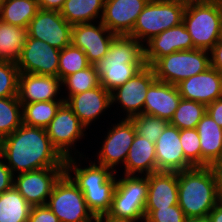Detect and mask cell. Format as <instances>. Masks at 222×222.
Returning a JSON list of instances; mask_svg holds the SVG:
<instances>
[{
    "label": "cell",
    "instance_id": "8d00e7d4",
    "mask_svg": "<svg viewBox=\"0 0 222 222\" xmlns=\"http://www.w3.org/2000/svg\"><path fill=\"white\" fill-rule=\"evenodd\" d=\"M19 74L16 63L0 61V99L17 96Z\"/></svg>",
    "mask_w": 222,
    "mask_h": 222
},
{
    "label": "cell",
    "instance_id": "f35d334b",
    "mask_svg": "<svg viewBox=\"0 0 222 222\" xmlns=\"http://www.w3.org/2000/svg\"><path fill=\"white\" fill-rule=\"evenodd\" d=\"M186 216L179 205L156 210H145L144 222H185Z\"/></svg>",
    "mask_w": 222,
    "mask_h": 222
},
{
    "label": "cell",
    "instance_id": "bcb514c9",
    "mask_svg": "<svg viewBox=\"0 0 222 222\" xmlns=\"http://www.w3.org/2000/svg\"><path fill=\"white\" fill-rule=\"evenodd\" d=\"M212 168L215 172L216 179L219 182V185L222 189V155L219 159L212 165Z\"/></svg>",
    "mask_w": 222,
    "mask_h": 222
},
{
    "label": "cell",
    "instance_id": "f1b7e54d",
    "mask_svg": "<svg viewBox=\"0 0 222 222\" xmlns=\"http://www.w3.org/2000/svg\"><path fill=\"white\" fill-rule=\"evenodd\" d=\"M38 10L36 0H3L0 2V20L14 26L28 28L29 22Z\"/></svg>",
    "mask_w": 222,
    "mask_h": 222
},
{
    "label": "cell",
    "instance_id": "d6986e66",
    "mask_svg": "<svg viewBox=\"0 0 222 222\" xmlns=\"http://www.w3.org/2000/svg\"><path fill=\"white\" fill-rule=\"evenodd\" d=\"M157 172H179L193 166L185 159L180 130L168 123L155 143Z\"/></svg>",
    "mask_w": 222,
    "mask_h": 222
},
{
    "label": "cell",
    "instance_id": "4fadbf2b",
    "mask_svg": "<svg viewBox=\"0 0 222 222\" xmlns=\"http://www.w3.org/2000/svg\"><path fill=\"white\" fill-rule=\"evenodd\" d=\"M76 24L71 30V44L80 48L90 64L97 65L107 54L116 36L101 21Z\"/></svg>",
    "mask_w": 222,
    "mask_h": 222
},
{
    "label": "cell",
    "instance_id": "7a4b0ae2",
    "mask_svg": "<svg viewBox=\"0 0 222 222\" xmlns=\"http://www.w3.org/2000/svg\"><path fill=\"white\" fill-rule=\"evenodd\" d=\"M222 199L212 166L178 172V205L186 218L206 217Z\"/></svg>",
    "mask_w": 222,
    "mask_h": 222
},
{
    "label": "cell",
    "instance_id": "83f0119b",
    "mask_svg": "<svg viewBox=\"0 0 222 222\" xmlns=\"http://www.w3.org/2000/svg\"><path fill=\"white\" fill-rule=\"evenodd\" d=\"M27 36V28L0 20V61L17 63Z\"/></svg>",
    "mask_w": 222,
    "mask_h": 222
},
{
    "label": "cell",
    "instance_id": "7bdbcfd3",
    "mask_svg": "<svg viewBox=\"0 0 222 222\" xmlns=\"http://www.w3.org/2000/svg\"><path fill=\"white\" fill-rule=\"evenodd\" d=\"M210 54L211 67L215 68L220 74H222V38L210 50Z\"/></svg>",
    "mask_w": 222,
    "mask_h": 222
},
{
    "label": "cell",
    "instance_id": "c3c4849f",
    "mask_svg": "<svg viewBox=\"0 0 222 222\" xmlns=\"http://www.w3.org/2000/svg\"><path fill=\"white\" fill-rule=\"evenodd\" d=\"M185 7L198 4H207L217 0H176Z\"/></svg>",
    "mask_w": 222,
    "mask_h": 222
},
{
    "label": "cell",
    "instance_id": "f546056e",
    "mask_svg": "<svg viewBox=\"0 0 222 222\" xmlns=\"http://www.w3.org/2000/svg\"><path fill=\"white\" fill-rule=\"evenodd\" d=\"M31 208L14 186L0 194V222H28Z\"/></svg>",
    "mask_w": 222,
    "mask_h": 222
},
{
    "label": "cell",
    "instance_id": "5bb4252c",
    "mask_svg": "<svg viewBox=\"0 0 222 222\" xmlns=\"http://www.w3.org/2000/svg\"><path fill=\"white\" fill-rule=\"evenodd\" d=\"M155 80L153 68L145 65L133 78L111 92L112 104H120L126 111L125 119L141 115L147 90Z\"/></svg>",
    "mask_w": 222,
    "mask_h": 222
},
{
    "label": "cell",
    "instance_id": "7402d4cb",
    "mask_svg": "<svg viewBox=\"0 0 222 222\" xmlns=\"http://www.w3.org/2000/svg\"><path fill=\"white\" fill-rule=\"evenodd\" d=\"M65 102L86 128L112 105L111 93L101 84L96 88L71 95Z\"/></svg>",
    "mask_w": 222,
    "mask_h": 222
},
{
    "label": "cell",
    "instance_id": "e575fe53",
    "mask_svg": "<svg viewBox=\"0 0 222 222\" xmlns=\"http://www.w3.org/2000/svg\"><path fill=\"white\" fill-rule=\"evenodd\" d=\"M89 65L85 53L70 44L60 51L57 76L62 81L68 75L83 70Z\"/></svg>",
    "mask_w": 222,
    "mask_h": 222
},
{
    "label": "cell",
    "instance_id": "4dcf8cb0",
    "mask_svg": "<svg viewBox=\"0 0 222 222\" xmlns=\"http://www.w3.org/2000/svg\"><path fill=\"white\" fill-rule=\"evenodd\" d=\"M65 101L21 103L22 122L31 127L46 128Z\"/></svg>",
    "mask_w": 222,
    "mask_h": 222
},
{
    "label": "cell",
    "instance_id": "603a6c76",
    "mask_svg": "<svg viewBox=\"0 0 222 222\" xmlns=\"http://www.w3.org/2000/svg\"><path fill=\"white\" fill-rule=\"evenodd\" d=\"M180 100L181 95L176 85L155 80L147 90L142 114L170 122Z\"/></svg>",
    "mask_w": 222,
    "mask_h": 222
},
{
    "label": "cell",
    "instance_id": "8992f818",
    "mask_svg": "<svg viewBox=\"0 0 222 222\" xmlns=\"http://www.w3.org/2000/svg\"><path fill=\"white\" fill-rule=\"evenodd\" d=\"M185 8L176 0H149L129 36L144 46L152 37L181 24Z\"/></svg>",
    "mask_w": 222,
    "mask_h": 222
},
{
    "label": "cell",
    "instance_id": "484cf974",
    "mask_svg": "<svg viewBox=\"0 0 222 222\" xmlns=\"http://www.w3.org/2000/svg\"><path fill=\"white\" fill-rule=\"evenodd\" d=\"M196 129L201 146V167L212 166L222 155V128L205 113Z\"/></svg>",
    "mask_w": 222,
    "mask_h": 222
},
{
    "label": "cell",
    "instance_id": "60d3db41",
    "mask_svg": "<svg viewBox=\"0 0 222 222\" xmlns=\"http://www.w3.org/2000/svg\"><path fill=\"white\" fill-rule=\"evenodd\" d=\"M14 175L0 157V194L13 187Z\"/></svg>",
    "mask_w": 222,
    "mask_h": 222
},
{
    "label": "cell",
    "instance_id": "44dd1931",
    "mask_svg": "<svg viewBox=\"0 0 222 222\" xmlns=\"http://www.w3.org/2000/svg\"><path fill=\"white\" fill-rule=\"evenodd\" d=\"M62 81L58 76L20 73L17 97L21 103L64 101L58 97Z\"/></svg>",
    "mask_w": 222,
    "mask_h": 222
},
{
    "label": "cell",
    "instance_id": "4316f807",
    "mask_svg": "<svg viewBox=\"0 0 222 222\" xmlns=\"http://www.w3.org/2000/svg\"><path fill=\"white\" fill-rule=\"evenodd\" d=\"M104 3L105 0H66L60 14L72 26L97 22L96 18L101 21Z\"/></svg>",
    "mask_w": 222,
    "mask_h": 222
},
{
    "label": "cell",
    "instance_id": "7dc6e473",
    "mask_svg": "<svg viewBox=\"0 0 222 222\" xmlns=\"http://www.w3.org/2000/svg\"><path fill=\"white\" fill-rule=\"evenodd\" d=\"M135 221H142V220L118 219L111 217L108 214L96 217V222H135Z\"/></svg>",
    "mask_w": 222,
    "mask_h": 222
},
{
    "label": "cell",
    "instance_id": "ffe728a7",
    "mask_svg": "<svg viewBox=\"0 0 222 222\" xmlns=\"http://www.w3.org/2000/svg\"><path fill=\"white\" fill-rule=\"evenodd\" d=\"M176 86L182 99L208 105L222 97V74L209 67L202 73L182 80Z\"/></svg>",
    "mask_w": 222,
    "mask_h": 222
},
{
    "label": "cell",
    "instance_id": "74e56055",
    "mask_svg": "<svg viewBox=\"0 0 222 222\" xmlns=\"http://www.w3.org/2000/svg\"><path fill=\"white\" fill-rule=\"evenodd\" d=\"M180 141L185 159L193 167H201V146L197 129L180 130Z\"/></svg>",
    "mask_w": 222,
    "mask_h": 222
},
{
    "label": "cell",
    "instance_id": "ba28073f",
    "mask_svg": "<svg viewBox=\"0 0 222 222\" xmlns=\"http://www.w3.org/2000/svg\"><path fill=\"white\" fill-rule=\"evenodd\" d=\"M141 176V177H140ZM148 175H125L116 182L109 216L145 221Z\"/></svg>",
    "mask_w": 222,
    "mask_h": 222
},
{
    "label": "cell",
    "instance_id": "277c9868",
    "mask_svg": "<svg viewBox=\"0 0 222 222\" xmlns=\"http://www.w3.org/2000/svg\"><path fill=\"white\" fill-rule=\"evenodd\" d=\"M145 65L143 45L129 35H116L108 54L96 67L100 84L111 93L133 78Z\"/></svg>",
    "mask_w": 222,
    "mask_h": 222
},
{
    "label": "cell",
    "instance_id": "ac0fdd59",
    "mask_svg": "<svg viewBox=\"0 0 222 222\" xmlns=\"http://www.w3.org/2000/svg\"><path fill=\"white\" fill-rule=\"evenodd\" d=\"M149 0H105L101 22L116 35H129Z\"/></svg>",
    "mask_w": 222,
    "mask_h": 222
},
{
    "label": "cell",
    "instance_id": "8fae6325",
    "mask_svg": "<svg viewBox=\"0 0 222 222\" xmlns=\"http://www.w3.org/2000/svg\"><path fill=\"white\" fill-rule=\"evenodd\" d=\"M65 173V167H47L16 174L13 186L33 206L46 205L53 187Z\"/></svg>",
    "mask_w": 222,
    "mask_h": 222
},
{
    "label": "cell",
    "instance_id": "30bf717a",
    "mask_svg": "<svg viewBox=\"0 0 222 222\" xmlns=\"http://www.w3.org/2000/svg\"><path fill=\"white\" fill-rule=\"evenodd\" d=\"M45 129L51 144L64 159L73 157L72 152L76 150L75 142L82 139L86 131V127L66 102L59 107L55 117ZM72 147L74 151H72Z\"/></svg>",
    "mask_w": 222,
    "mask_h": 222
},
{
    "label": "cell",
    "instance_id": "ab89813d",
    "mask_svg": "<svg viewBox=\"0 0 222 222\" xmlns=\"http://www.w3.org/2000/svg\"><path fill=\"white\" fill-rule=\"evenodd\" d=\"M28 222H60V220L47 205H42L31 208Z\"/></svg>",
    "mask_w": 222,
    "mask_h": 222
},
{
    "label": "cell",
    "instance_id": "9c48e42d",
    "mask_svg": "<svg viewBox=\"0 0 222 222\" xmlns=\"http://www.w3.org/2000/svg\"><path fill=\"white\" fill-rule=\"evenodd\" d=\"M46 205L60 222H96L82 191L66 173L54 185Z\"/></svg>",
    "mask_w": 222,
    "mask_h": 222
},
{
    "label": "cell",
    "instance_id": "e0dca14e",
    "mask_svg": "<svg viewBox=\"0 0 222 222\" xmlns=\"http://www.w3.org/2000/svg\"><path fill=\"white\" fill-rule=\"evenodd\" d=\"M143 49L145 64L152 66L159 58L165 55L195 48L188 30L182 22L152 37L145 43Z\"/></svg>",
    "mask_w": 222,
    "mask_h": 222
},
{
    "label": "cell",
    "instance_id": "681fc988",
    "mask_svg": "<svg viewBox=\"0 0 222 222\" xmlns=\"http://www.w3.org/2000/svg\"><path fill=\"white\" fill-rule=\"evenodd\" d=\"M185 222H210L209 217H191L186 218Z\"/></svg>",
    "mask_w": 222,
    "mask_h": 222
},
{
    "label": "cell",
    "instance_id": "d6a6232c",
    "mask_svg": "<svg viewBox=\"0 0 222 222\" xmlns=\"http://www.w3.org/2000/svg\"><path fill=\"white\" fill-rule=\"evenodd\" d=\"M22 122V104L18 97L0 99V140L18 129Z\"/></svg>",
    "mask_w": 222,
    "mask_h": 222
},
{
    "label": "cell",
    "instance_id": "d590c367",
    "mask_svg": "<svg viewBox=\"0 0 222 222\" xmlns=\"http://www.w3.org/2000/svg\"><path fill=\"white\" fill-rule=\"evenodd\" d=\"M130 120L134 124L136 134L154 144L169 123L167 120L148 114L137 115Z\"/></svg>",
    "mask_w": 222,
    "mask_h": 222
},
{
    "label": "cell",
    "instance_id": "5b68a950",
    "mask_svg": "<svg viewBox=\"0 0 222 222\" xmlns=\"http://www.w3.org/2000/svg\"><path fill=\"white\" fill-rule=\"evenodd\" d=\"M183 23L194 48L210 51L222 38V0L187 6Z\"/></svg>",
    "mask_w": 222,
    "mask_h": 222
},
{
    "label": "cell",
    "instance_id": "f6af8a7d",
    "mask_svg": "<svg viewBox=\"0 0 222 222\" xmlns=\"http://www.w3.org/2000/svg\"><path fill=\"white\" fill-rule=\"evenodd\" d=\"M210 222H222V199L208 214Z\"/></svg>",
    "mask_w": 222,
    "mask_h": 222
},
{
    "label": "cell",
    "instance_id": "cb8c5ba5",
    "mask_svg": "<svg viewBox=\"0 0 222 222\" xmlns=\"http://www.w3.org/2000/svg\"><path fill=\"white\" fill-rule=\"evenodd\" d=\"M178 205V172L158 171L148 175L145 210Z\"/></svg>",
    "mask_w": 222,
    "mask_h": 222
},
{
    "label": "cell",
    "instance_id": "52a82bcc",
    "mask_svg": "<svg viewBox=\"0 0 222 222\" xmlns=\"http://www.w3.org/2000/svg\"><path fill=\"white\" fill-rule=\"evenodd\" d=\"M210 51L192 49L176 51L159 58L151 67L156 80L177 85L182 80L202 73L211 67Z\"/></svg>",
    "mask_w": 222,
    "mask_h": 222
},
{
    "label": "cell",
    "instance_id": "836d02e7",
    "mask_svg": "<svg viewBox=\"0 0 222 222\" xmlns=\"http://www.w3.org/2000/svg\"><path fill=\"white\" fill-rule=\"evenodd\" d=\"M62 85L66 86L65 90H68V96L63 97L64 101L71 95L98 87L100 80L96 65L90 64L85 69L68 75L62 80Z\"/></svg>",
    "mask_w": 222,
    "mask_h": 222
},
{
    "label": "cell",
    "instance_id": "d4e9b609",
    "mask_svg": "<svg viewBox=\"0 0 222 222\" xmlns=\"http://www.w3.org/2000/svg\"><path fill=\"white\" fill-rule=\"evenodd\" d=\"M124 169L125 175H149L157 172L155 144L135 134L124 163Z\"/></svg>",
    "mask_w": 222,
    "mask_h": 222
},
{
    "label": "cell",
    "instance_id": "7c38bea8",
    "mask_svg": "<svg viewBox=\"0 0 222 222\" xmlns=\"http://www.w3.org/2000/svg\"><path fill=\"white\" fill-rule=\"evenodd\" d=\"M72 25L58 11L39 9L29 22L28 37L44 41L59 50L71 44Z\"/></svg>",
    "mask_w": 222,
    "mask_h": 222
},
{
    "label": "cell",
    "instance_id": "2e32d148",
    "mask_svg": "<svg viewBox=\"0 0 222 222\" xmlns=\"http://www.w3.org/2000/svg\"><path fill=\"white\" fill-rule=\"evenodd\" d=\"M102 148L97 155V163L116 172V165H124L136 130L130 119H122L107 132Z\"/></svg>",
    "mask_w": 222,
    "mask_h": 222
},
{
    "label": "cell",
    "instance_id": "3957f363",
    "mask_svg": "<svg viewBox=\"0 0 222 222\" xmlns=\"http://www.w3.org/2000/svg\"><path fill=\"white\" fill-rule=\"evenodd\" d=\"M76 153L80 152L77 150L74 158L65 159V173L82 191L87 207L95 217L107 214L111 209L117 174L110 168L97 164L95 160L89 167H81L76 160Z\"/></svg>",
    "mask_w": 222,
    "mask_h": 222
},
{
    "label": "cell",
    "instance_id": "ee69618b",
    "mask_svg": "<svg viewBox=\"0 0 222 222\" xmlns=\"http://www.w3.org/2000/svg\"><path fill=\"white\" fill-rule=\"evenodd\" d=\"M39 9L60 12L66 0H36Z\"/></svg>",
    "mask_w": 222,
    "mask_h": 222
},
{
    "label": "cell",
    "instance_id": "b9f144b4",
    "mask_svg": "<svg viewBox=\"0 0 222 222\" xmlns=\"http://www.w3.org/2000/svg\"><path fill=\"white\" fill-rule=\"evenodd\" d=\"M206 113L222 128V97L206 105Z\"/></svg>",
    "mask_w": 222,
    "mask_h": 222
},
{
    "label": "cell",
    "instance_id": "6da1fadb",
    "mask_svg": "<svg viewBox=\"0 0 222 222\" xmlns=\"http://www.w3.org/2000/svg\"><path fill=\"white\" fill-rule=\"evenodd\" d=\"M0 157L7 160L14 176L47 167H65V159L51 144L46 129L24 124L0 140Z\"/></svg>",
    "mask_w": 222,
    "mask_h": 222
},
{
    "label": "cell",
    "instance_id": "9a60e30c",
    "mask_svg": "<svg viewBox=\"0 0 222 222\" xmlns=\"http://www.w3.org/2000/svg\"><path fill=\"white\" fill-rule=\"evenodd\" d=\"M60 51L44 41L27 36L16 63L19 72L57 76Z\"/></svg>",
    "mask_w": 222,
    "mask_h": 222
},
{
    "label": "cell",
    "instance_id": "1f68e13d",
    "mask_svg": "<svg viewBox=\"0 0 222 222\" xmlns=\"http://www.w3.org/2000/svg\"><path fill=\"white\" fill-rule=\"evenodd\" d=\"M205 113V104L181 98L169 123L179 130L196 128Z\"/></svg>",
    "mask_w": 222,
    "mask_h": 222
}]
</instances>
